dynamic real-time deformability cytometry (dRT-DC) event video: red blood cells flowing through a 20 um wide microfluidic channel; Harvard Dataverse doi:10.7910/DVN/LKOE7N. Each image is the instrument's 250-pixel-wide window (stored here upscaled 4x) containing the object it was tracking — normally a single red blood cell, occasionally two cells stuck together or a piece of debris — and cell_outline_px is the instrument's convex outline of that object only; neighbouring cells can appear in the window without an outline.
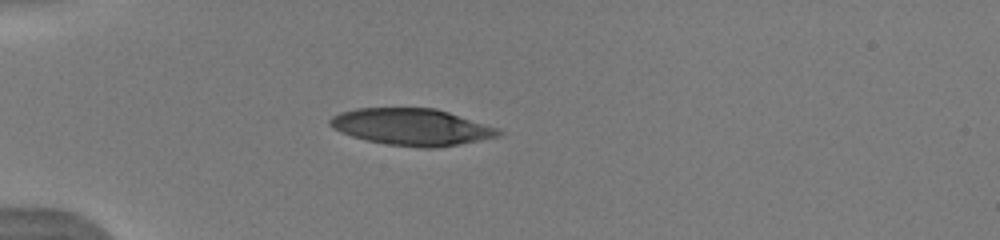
{"species": "human", "species_latin": "Homo sapiens", "temperature_condition": "warm", "stored_images_in_passage": 37, "camera_frame_rate_fps": 3000, "um_per_image_px": 0.085, "donor": {"sex": "male"}, "frame": {"image": 1, "passage_image": 1, "time_ms": 0.0, "image_size_px": [1000, 240], "cell_outline_px": [[504, 132], [500, 136], [480, 140], [432, 148], [424, 148], [388, 144], [368, 140], [352, 136], [340, 132], [332, 128], [328, 124], [328, 120], [332, 116], [340, 112], [356, 108], [436, 108], [496, 128]], "centroid_in_image_um": [34.94, 10.78], "position_along_channel_um": 50.1, "area_um2": 35.72}, "authors_computed_cell_mechanics": {"area_um2": 37.9168, "velocity_mm_per_s": 3.9732, "shape_relaxation_time_tau1_ms": 5.5315, "shape_relaxation_time_tau2_ms": 0.6974, "deformation_change_tau1": 0.2467, "deformation_change_tau2": 0.083}}